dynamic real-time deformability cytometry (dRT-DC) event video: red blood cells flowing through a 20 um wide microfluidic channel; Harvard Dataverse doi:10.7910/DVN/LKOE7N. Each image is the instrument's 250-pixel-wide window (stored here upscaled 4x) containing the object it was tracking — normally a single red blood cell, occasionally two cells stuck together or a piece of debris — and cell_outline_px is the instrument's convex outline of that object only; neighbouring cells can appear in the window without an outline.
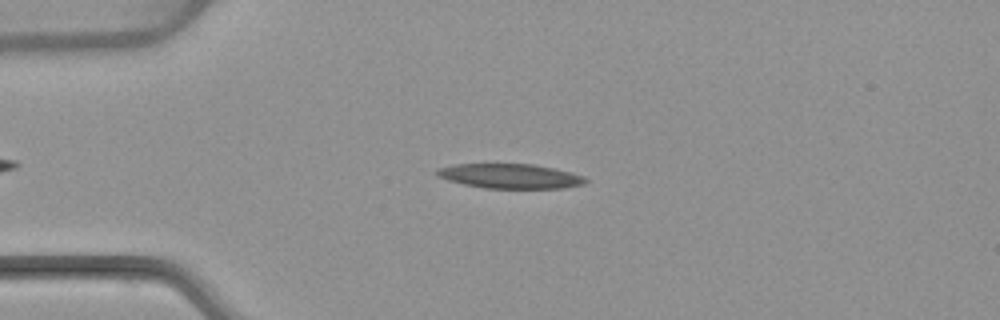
{"species": "common noctule bat (a hibernating species)", "species_latin": "Nyctalus noctula", "temperature_condition": "warm", "stored_images_in_passage": 51, "camera_frame_rate_fps": 3000, "um_per_image_px": 0.085, "animal": {"sex": "female", "body_mass_g": 22.7, "forearm_length_mm": 54.2}, "frame": {"image": 1, "passage_image": 11, "time_ms": 3.333, "image_size_px": [1000, 320], "cell_outline_px": [[588, 180], [584, 184], [564, 188], [484, 188], [464, 184], [448, 180], [440, 176], [436, 172], [436, 168], [456, 164], [532, 164], [572, 172], [584, 176]], "centroid_in_image_um": [43.39, 14.97], "position_along_channel_um": 41.6, "area_um2": 21.21}}
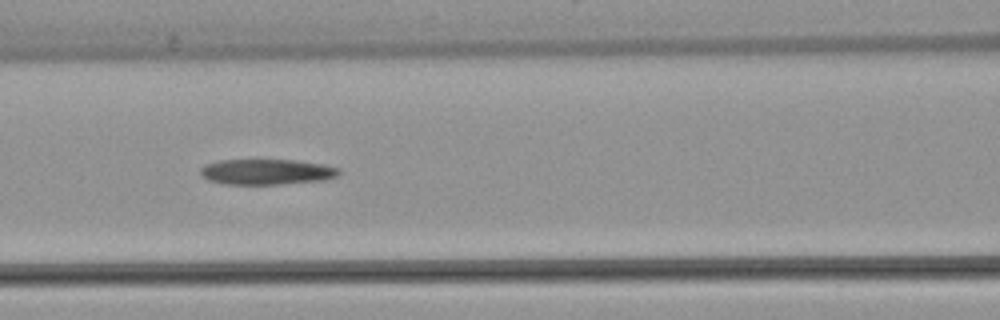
{"frame": {"image": 2, "passage_image": 21, "time_ms": 6.667, "image_size_px": [1000, 320], "cell_outline_px": [[340, 172], [336, 176], [324, 180], [280, 184], [224, 184], [208, 180], [200, 176], [200, 168], [208, 164], [220, 160], [256, 156], [296, 160], [324, 164], [340, 168]], "centroid_in_image_um": [22.63, 14.55], "position_along_channel_um": 144.0, "area_um2": 21.73}}
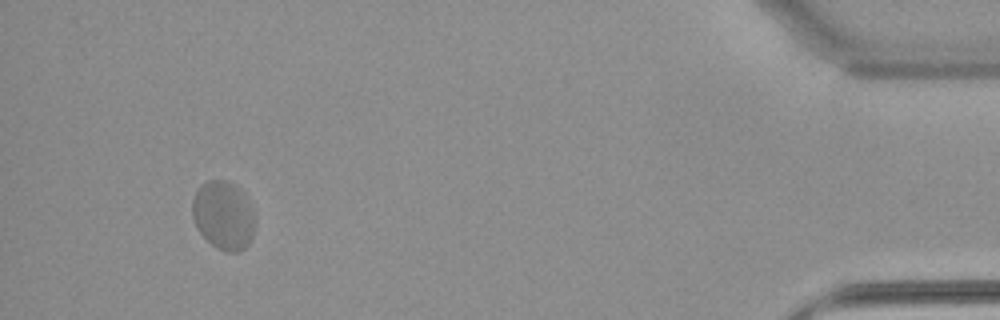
{"frame": {"image": 3, "passage_image": 48, "time_ms": 15.667, "image_size_px": [1000, 320], "cell_outline_px": [[256, 224], [252, 236], [248, 244], [244, 248], [236, 252], [224, 252], [216, 248], [200, 232], [192, 216], [192, 200], [196, 188], [200, 184], [208, 180], [228, 180], [240, 188], [244, 192], [256, 216]], "centroid_in_image_um": [19.01, 18.27], "position_along_channel_um": 416.2, "area_um2": 25.49}, "authors_computed_cell_mechanics": {"area_um2": 22.5998, "velocity_mm_per_s": 3.819, "shape_relaxation_time_tau1_ms": null, "shape_relaxation_time_tau2_ms": 2.0161, "deformation_change_tau1": null, "deformation_change_tau2": 0.0726}}